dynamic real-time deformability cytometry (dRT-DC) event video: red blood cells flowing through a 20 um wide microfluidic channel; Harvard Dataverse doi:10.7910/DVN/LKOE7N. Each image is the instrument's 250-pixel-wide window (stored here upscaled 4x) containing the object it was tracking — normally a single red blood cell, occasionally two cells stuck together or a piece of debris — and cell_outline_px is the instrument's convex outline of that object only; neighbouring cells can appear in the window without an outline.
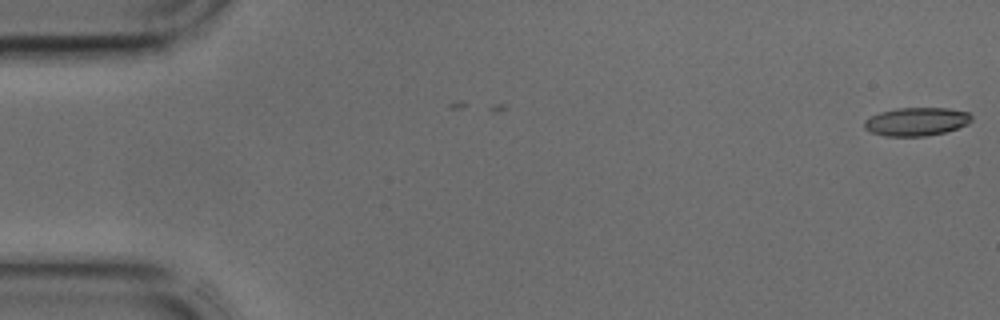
{"species": "common noctule bat (a hibernating species)", "species_latin": "Nyctalus noctula", "temperature_condition": "cold", "stored_images_in_passage": 3, "camera_frame_rate_fps": 3000, "um_per_image_px": 0.085, "animal": {"sex": "male", "body_mass_g": 17.9, "forearm_length_mm": 54.2}, "frame": {"image": 1, "passage_image": 3, "time_ms": 0.667, "image_size_px": [1000, 320], "cell_outline_px": [[972, 120], [968, 124], [944, 132], [924, 136], [884, 136], [872, 132], [864, 128], [864, 120], [880, 112], [896, 108], [948, 108], [968, 112], [972, 116]], "centroid_in_image_um": [77.9, 10.33], "position_along_channel_um": 7.1, "area_um2": 17.63}}